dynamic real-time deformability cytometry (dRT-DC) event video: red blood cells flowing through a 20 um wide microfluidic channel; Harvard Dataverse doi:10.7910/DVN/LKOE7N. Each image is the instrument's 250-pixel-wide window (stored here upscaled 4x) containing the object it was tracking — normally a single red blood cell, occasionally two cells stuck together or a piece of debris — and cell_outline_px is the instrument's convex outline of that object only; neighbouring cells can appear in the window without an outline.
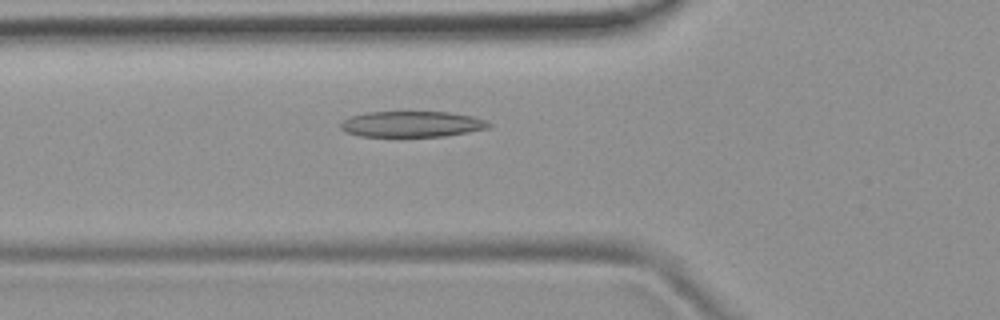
{"species": "common noctule bat (a hibernating species)", "species_latin": "Nyctalus noctula", "temperature_condition": "room temperature", "stored_images_in_passage": 50, "camera_frame_rate_fps": 3000, "um_per_image_px": 0.085, "animal": {"sex": "female", "body_mass_g": 19.9}, "frame": {"image": 1, "passage_image": 17, "time_ms": 5.333, "image_size_px": [1000, 320], "cell_outline_px": [[492, 124], [488, 128], [468, 132], [444, 136], [360, 136], [344, 132], [340, 128], [340, 124], [344, 120], [352, 116], [368, 112], [448, 112], [472, 116], [488, 120]], "centroid_in_image_um": [35.03, 10.55], "position_along_channel_um": 90.8, "area_um2": 22.25}}
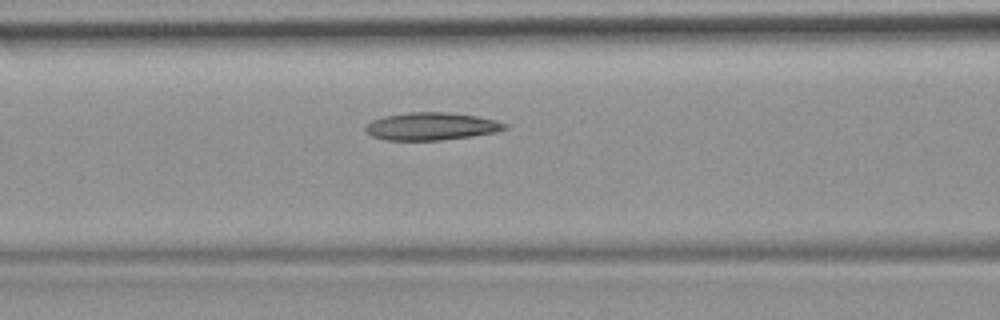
{"frame": {"image": 2, "passage_image": 20, "time_ms": 6.333, "image_size_px": [1000, 320], "cell_outline_px": [[508, 128], [496, 132], [472, 136], [440, 140], [384, 140], [372, 136], [364, 132], [364, 128], [372, 120], [384, 116], [408, 112], [448, 112], [476, 116], [496, 120], [508, 124]], "centroid_in_image_um": [36.65, 10.74], "position_along_channel_um": 129.9, "area_um2": 22.54}}
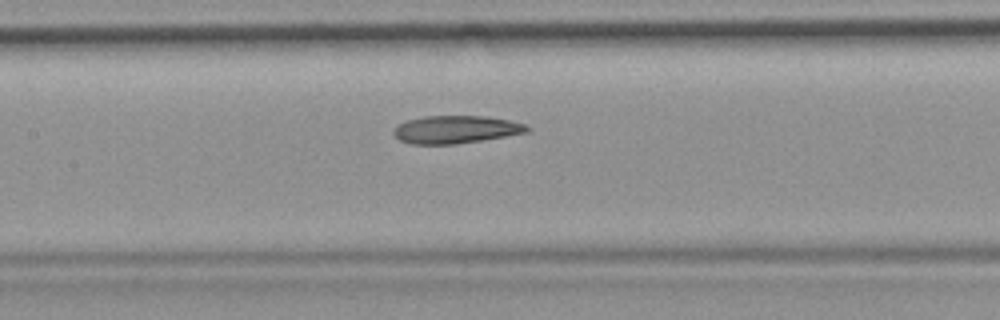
{"frame": {"image": 3, "passage_image": 23, "time_ms": 7.333, "image_size_px": [1000, 320], "cell_outline_px": [[532, 128], [528, 132], [456, 144], [412, 144], [400, 140], [392, 132], [392, 128], [396, 124], [408, 120], [424, 116], [484, 116], [508, 120], [524, 124]], "centroid_in_image_um": [38.7, 11.0], "position_along_channel_um": 168.7, "area_um2": 21.5}, "authors_computed_cell_mechanics": {"area_um2": 22.6865, "velocity_mm_per_s": 3.8768, "shape_relaxation_time_tau1_ms": null, "shape_relaxation_time_tau2_ms": 5.0544, "deformation_change_tau1": null, "deformation_change_tau2": 0.1432}}